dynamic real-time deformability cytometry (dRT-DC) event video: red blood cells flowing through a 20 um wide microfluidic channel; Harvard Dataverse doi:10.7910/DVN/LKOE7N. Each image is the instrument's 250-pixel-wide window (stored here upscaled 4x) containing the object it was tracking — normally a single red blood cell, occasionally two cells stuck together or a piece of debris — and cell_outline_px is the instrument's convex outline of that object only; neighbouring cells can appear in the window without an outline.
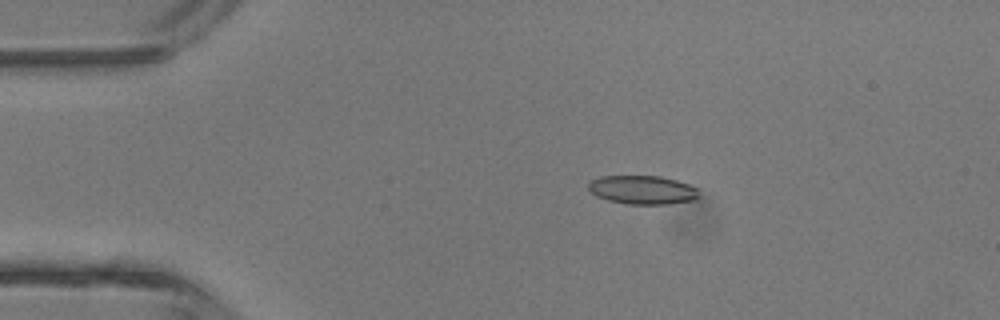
{"species": "common noctule bat (a hibernating species)", "species_latin": "Nyctalus noctula", "temperature_condition": "room temperature", "stored_images_in_passage": 4, "camera_frame_rate_fps": 3000, "um_per_image_px": 0.085, "animal": {"sex": "male", "body_mass_g": 13.3}, "frame": {"image": 1, "passage_image": 2, "time_ms": 1.333, "image_size_px": [1000, 320], "cell_outline_px": [[700, 196], [696, 200], [668, 204], [628, 204], [608, 200], [596, 196], [588, 192], [588, 184], [592, 180], [600, 176], [660, 176], [676, 180], [688, 184], [696, 188]], "centroid_in_image_um": [54.6, 16.14], "position_along_channel_um": 30.4, "area_um2": 18.61}}